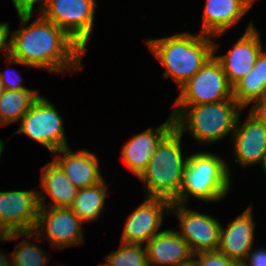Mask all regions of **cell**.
<instances>
[{
    "label": "cell",
    "mask_w": 266,
    "mask_h": 266,
    "mask_svg": "<svg viewBox=\"0 0 266 266\" xmlns=\"http://www.w3.org/2000/svg\"><path fill=\"white\" fill-rule=\"evenodd\" d=\"M144 201L129 216L121 235V242L127 244H146L161 232L164 216H169L171 202L162 198L144 197Z\"/></svg>",
    "instance_id": "cell-12"
},
{
    "label": "cell",
    "mask_w": 266,
    "mask_h": 266,
    "mask_svg": "<svg viewBox=\"0 0 266 266\" xmlns=\"http://www.w3.org/2000/svg\"><path fill=\"white\" fill-rule=\"evenodd\" d=\"M9 22H0V51L4 52L5 58L11 54V30Z\"/></svg>",
    "instance_id": "cell-29"
},
{
    "label": "cell",
    "mask_w": 266,
    "mask_h": 266,
    "mask_svg": "<svg viewBox=\"0 0 266 266\" xmlns=\"http://www.w3.org/2000/svg\"><path fill=\"white\" fill-rule=\"evenodd\" d=\"M108 186L101 181L91 186L80 188L70 209L84 222H94L103 213L108 195Z\"/></svg>",
    "instance_id": "cell-22"
},
{
    "label": "cell",
    "mask_w": 266,
    "mask_h": 266,
    "mask_svg": "<svg viewBox=\"0 0 266 266\" xmlns=\"http://www.w3.org/2000/svg\"><path fill=\"white\" fill-rule=\"evenodd\" d=\"M248 24L244 34L226 54L217 55L219 45L216 41H213L214 56L220 61L232 87L251 71L263 50L259 30L254 26L253 21Z\"/></svg>",
    "instance_id": "cell-11"
},
{
    "label": "cell",
    "mask_w": 266,
    "mask_h": 266,
    "mask_svg": "<svg viewBox=\"0 0 266 266\" xmlns=\"http://www.w3.org/2000/svg\"><path fill=\"white\" fill-rule=\"evenodd\" d=\"M170 213L179 219L180 231L193 254L217 250L221 223L211 215L200 213L186 205L172 203Z\"/></svg>",
    "instance_id": "cell-10"
},
{
    "label": "cell",
    "mask_w": 266,
    "mask_h": 266,
    "mask_svg": "<svg viewBox=\"0 0 266 266\" xmlns=\"http://www.w3.org/2000/svg\"><path fill=\"white\" fill-rule=\"evenodd\" d=\"M145 247L149 266H181L194 255L188 242L174 228L157 233Z\"/></svg>",
    "instance_id": "cell-19"
},
{
    "label": "cell",
    "mask_w": 266,
    "mask_h": 266,
    "mask_svg": "<svg viewBox=\"0 0 266 266\" xmlns=\"http://www.w3.org/2000/svg\"><path fill=\"white\" fill-rule=\"evenodd\" d=\"M39 96L38 90L30 88L5 90L0 97V126L21 120Z\"/></svg>",
    "instance_id": "cell-23"
},
{
    "label": "cell",
    "mask_w": 266,
    "mask_h": 266,
    "mask_svg": "<svg viewBox=\"0 0 266 266\" xmlns=\"http://www.w3.org/2000/svg\"><path fill=\"white\" fill-rule=\"evenodd\" d=\"M100 266H149L145 245L120 242L118 250L105 256Z\"/></svg>",
    "instance_id": "cell-25"
},
{
    "label": "cell",
    "mask_w": 266,
    "mask_h": 266,
    "mask_svg": "<svg viewBox=\"0 0 266 266\" xmlns=\"http://www.w3.org/2000/svg\"><path fill=\"white\" fill-rule=\"evenodd\" d=\"M37 190H0V218L12 233L34 231L38 219Z\"/></svg>",
    "instance_id": "cell-13"
},
{
    "label": "cell",
    "mask_w": 266,
    "mask_h": 266,
    "mask_svg": "<svg viewBox=\"0 0 266 266\" xmlns=\"http://www.w3.org/2000/svg\"><path fill=\"white\" fill-rule=\"evenodd\" d=\"M40 181L43 188L38 190L40 207L70 208L79 188L53 160L41 168ZM48 195L51 197L49 205L45 199Z\"/></svg>",
    "instance_id": "cell-20"
},
{
    "label": "cell",
    "mask_w": 266,
    "mask_h": 266,
    "mask_svg": "<svg viewBox=\"0 0 266 266\" xmlns=\"http://www.w3.org/2000/svg\"><path fill=\"white\" fill-rule=\"evenodd\" d=\"M17 14H33L35 4L39 3L41 12L46 0H12Z\"/></svg>",
    "instance_id": "cell-28"
},
{
    "label": "cell",
    "mask_w": 266,
    "mask_h": 266,
    "mask_svg": "<svg viewBox=\"0 0 266 266\" xmlns=\"http://www.w3.org/2000/svg\"><path fill=\"white\" fill-rule=\"evenodd\" d=\"M256 0H206L201 34L220 37L234 27Z\"/></svg>",
    "instance_id": "cell-18"
},
{
    "label": "cell",
    "mask_w": 266,
    "mask_h": 266,
    "mask_svg": "<svg viewBox=\"0 0 266 266\" xmlns=\"http://www.w3.org/2000/svg\"><path fill=\"white\" fill-rule=\"evenodd\" d=\"M183 134L174 128L157 146L146 170L139 177L145 197L174 203L179 196L188 155L183 157Z\"/></svg>",
    "instance_id": "cell-4"
},
{
    "label": "cell",
    "mask_w": 266,
    "mask_h": 266,
    "mask_svg": "<svg viewBox=\"0 0 266 266\" xmlns=\"http://www.w3.org/2000/svg\"><path fill=\"white\" fill-rule=\"evenodd\" d=\"M266 95V50H262L251 71L233 86V98L244 110Z\"/></svg>",
    "instance_id": "cell-21"
},
{
    "label": "cell",
    "mask_w": 266,
    "mask_h": 266,
    "mask_svg": "<svg viewBox=\"0 0 266 266\" xmlns=\"http://www.w3.org/2000/svg\"><path fill=\"white\" fill-rule=\"evenodd\" d=\"M4 92H5V87L2 81L0 80V97L3 95Z\"/></svg>",
    "instance_id": "cell-35"
},
{
    "label": "cell",
    "mask_w": 266,
    "mask_h": 266,
    "mask_svg": "<svg viewBox=\"0 0 266 266\" xmlns=\"http://www.w3.org/2000/svg\"><path fill=\"white\" fill-rule=\"evenodd\" d=\"M241 266H266V248L252 249Z\"/></svg>",
    "instance_id": "cell-30"
},
{
    "label": "cell",
    "mask_w": 266,
    "mask_h": 266,
    "mask_svg": "<svg viewBox=\"0 0 266 266\" xmlns=\"http://www.w3.org/2000/svg\"><path fill=\"white\" fill-rule=\"evenodd\" d=\"M181 266H197L196 262L192 259L190 262L184 263Z\"/></svg>",
    "instance_id": "cell-34"
},
{
    "label": "cell",
    "mask_w": 266,
    "mask_h": 266,
    "mask_svg": "<svg viewBox=\"0 0 266 266\" xmlns=\"http://www.w3.org/2000/svg\"><path fill=\"white\" fill-rule=\"evenodd\" d=\"M179 90L173 105H199L233 98V87L214 54Z\"/></svg>",
    "instance_id": "cell-8"
},
{
    "label": "cell",
    "mask_w": 266,
    "mask_h": 266,
    "mask_svg": "<svg viewBox=\"0 0 266 266\" xmlns=\"http://www.w3.org/2000/svg\"><path fill=\"white\" fill-rule=\"evenodd\" d=\"M249 113L266 127V95L254 100Z\"/></svg>",
    "instance_id": "cell-31"
},
{
    "label": "cell",
    "mask_w": 266,
    "mask_h": 266,
    "mask_svg": "<svg viewBox=\"0 0 266 266\" xmlns=\"http://www.w3.org/2000/svg\"><path fill=\"white\" fill-rule=\"evenodd\" d=\"M213 36L177 32L145 42L155 58L165 68V79L172 77L178 89L191 79L214 54Z\"/></svg>",
    "instance_id": "cell-2"
},
{
    "label": "cell",
    "mask_w": 266,
    "mask_h": 266,
    "mask_svg": "<svg viewBox=\"0 0 266 266\" xmlns=\"http://www.w3.org/2000/svg\"><path fill=\"white\" fill-rule=\"evenodd\" d=\"M22 237L26 239L18 242L12 252V266H48L50 258L47 252L31 241L39 237L33 231L23 232Z\"/></svg>",
    "instance_id": "cell-24"
},
{
    "label": "cell",
    "mask_w": 266,
    "mask_h": 266,
    "mask_svg": "<svg viewBox=\"0 0 266 266\" xmlns=\"http://www.w3.org/2000/svg\"><path fill=\"white\" fill-rule=\"evenodd\" d=\"M22 237V233H12L3 223L0 218V241H14L19 240Z\"/></svg>",
    "instance_id": "cell-32"
},
{
    "label": "cell",
    "mask_w": 266,
    "mask_h": 266,
    "mask_svg": "<svg viewBox=\"0 0 266 266\" xmlns=\"http://www.w3.org/2000/svg\"><path fill=\"white\" fill-rule=\"evenodd\" d=\"M11 257H8V254H4L0 250V266H12Z\"/></svg>",
    "instance_id": "cell-33"
},
{
    "label": "cell",
    "mask_w": 266,
    "mask_h": 266,
    "mask_svg": "<svg viewBox=\"0 0 266 266\" xmlns=\"http://www.w3.org/2000/svg\"><path fill=\"white\" fill-rule=\"evenodd\" d=\"M4 147H5V144H4V142L2 141V139H0V159H1V154H2V152H3V149H5Z\"/></svg>",
    "instance_id": "cell-36"
},
{
    "label": "cell",
    "mask_w": 266,
    "mask_h": 266,
    "mask_svg": "<svg viewBox=\"0 0 266 266\" xmlns=\"http://www.w3.org/2000/svg\"><path fill=\"white\" fill-rule=\"evenodd\" d=\"M17 16L21 24L11 35V54L6 58L7 64L42 68L50 73L81 70V59L86 51L62 28L40 13L29 25L33 14Z\"/></svg>",
    "instance_id": "cell-1"
},
{
    "label": "cell",
    "mask_w": 266,
    "mask_h": 266,
    "mask_svg": "<svg viewBox=\"0 0 266 266\" xmlns=\"http://www.w3.org/2000/svg\"><path fill=\"white\" fill-rule=\"evenodd\" d=\"M175 128V119L169 115L167 120L156 128H148L134 135L121 149L125 166L139 178L146 170L158 144Z\"/></svg>",
    "instance_id": "cell-15"
},
{
    "label": "cell",
    "mask_w": 266,
    "mask_h": 266,
    "mask_svg": "<svg viewBox=\"0 0 266 266\" xmlns=\"http://www.w3.org/2000/svg\"><path fill=\"white\" fill-rule=\"evenodd\" d=\"M0 80L4 84L5 90H21L27 88L22 85L24 79L21 78L17 70L14 72L10 68H7L4 72H0Z\"/></svg>",
    "instance_id": "cell-27"
},
{
    "label": "cell",
    "mask_w": 266,
    "mask_h": 266,
    "mask_svg": "<svg viewBox=\"0 0 266 266\" xmlns=\"http://www.w3.org/2000/svg\"><path fill=\"white\" fill-rule=\"evenodd\" d=\"M59 155H58V154ZM53 161L72 183L80 188L94 186L103 181L98 157L87 149L74 152L70 146L55 151Z\"/></svg>",
    "instance_id": "cell-17"
},
{
    "label": "cell",
    "mask_w": 266,
    "mask_h": 266,
    "mask_svg": "<svg viewBox=\"0 0 266 266\" xmlns=\"http://www.w3.org/2000/svg\"><path fill=\"white\" fill-rule=\"evenodd\" d=\"M96 7L95 0H46L39 13L62 28L86 51L94 28Z\"/></svg>",
    "instance_id": "cell-7"
},
{
    "label": "cell",
    "mask_w": 266,
    "mask_h": 266,
    "mask_svg": "<svg viewBox=\"0 0 266 266\" xmlns=\"http://www.w3.org/2000/svg\"><path fill=\"white\" fill-rule=\"evenodd\" d=\"M241 114L231 135L235 163L249 167L258 163L263 167L266 160V127L249 112L241 123Z\"/></svg>",
    "instance_id": "cell-14"
},
{
    "label": "cell",
    "mask_w": 266,
    "mask_h": 266,
    "mask_svg": "<svg viewBox=\"0 0 266 266\" xmlns=\"http://www.w3.org/2000/svg\"><path fill=\"white\" fill-rule=\"evenodd\" d=\"M231 172L228 163L214 153L189 154L179 196L174 203L186 205L190 197L203 202L223 200L232 187Z\"/></svg>",
    "instance_id": "cell-5"
},
{
    "label": "cell",
    "mask_w": 266,
    "mask_h": 266,
    "mask_svg": "<svg viewBox=\"0 0 266 266\" xmlns=\"http://www.w3.org/2000/svg\"><path fill=\"white\" fill-rule=\"evenodd\" d=\"M197 266H241V264L218 250L200 252L193 255Z\"/></svg>",
    "instance_id": "cell-26"
},
{
    "label": "cell",
    "mask_w": 266,
    "mask_h": 266,
    "mask_svg": "<svg viewBox=\"0 0 266 266\" xmlns=\"http://www.w3.org/2000/svg\"><path fill=\"white\" fill-rule=\"evenodd\" d=\"M63 123L56 106L40 95L23 115L13 135L24 134L54 153L69 146Z\"/></svg>",
    "instance_id": "cell-6"
},
{
    "label": "cell",
    "mask_w": 266,
    "mask_h": 266,
    "mask_svg": "<svg viewBox=\"0 0 266 266\" xmlns=\"http://www.w3.org/2000/svg\"><path fill=\"white\" fill-rule=\"evenodd\" d=\"M252 205L248 206L244 212L222 227L219 236L217 250L229 258L242 264L254 248V216Z\"/></svg>",
    "instance_id": "cell-16"
},
{
    "label": "cell",
    "mask_w": 266,
    "mask_h": 266,
    "mask_svg": "<svg viewBox=\"0 0 266 266\" xmlns=\"http://www.w3.org/2000/svg\"><path fill=\"white\" fill-rule=\"evenodd\" d=\"M33 232L40 239L48 238L53 250H62L85 242L83 222L70 208L39 207Z\"/></svg>",
    "instance_id": "cell-9"
},
{
    "label": "cell",
    "mask_w": 266,
    "mask_h": 266,
    "mask_svg": "<svg viewBox=\"0 0 266 266\" xmlns=\"http://www.w3.org/2000/svg\"><path fill=\"white\" fill-rule=\"evenodd\" d=\"M262 170H263V172H264L265 175H266V160H265V163H264V165H263V167H262Z\"/></svg>",
    "instance_id": "cell-37"
},
{
    "label": "cell",
    "mask_w": 266,
    "mask_h": 266,
    "mask_svg": "<svg viewBox=\"0 0 266 266\" xmlns=\"http://www.w3.org/2000/svg\"><path fill=\"white\" fill-rule=\"evenodd\" d=\"M173 108L170 115L175 119V128L208 145L231 136L244 111L234 98L199 105H173Z\"/></svg>",
    "instance_id": "cell-3"
}]
</instances>
